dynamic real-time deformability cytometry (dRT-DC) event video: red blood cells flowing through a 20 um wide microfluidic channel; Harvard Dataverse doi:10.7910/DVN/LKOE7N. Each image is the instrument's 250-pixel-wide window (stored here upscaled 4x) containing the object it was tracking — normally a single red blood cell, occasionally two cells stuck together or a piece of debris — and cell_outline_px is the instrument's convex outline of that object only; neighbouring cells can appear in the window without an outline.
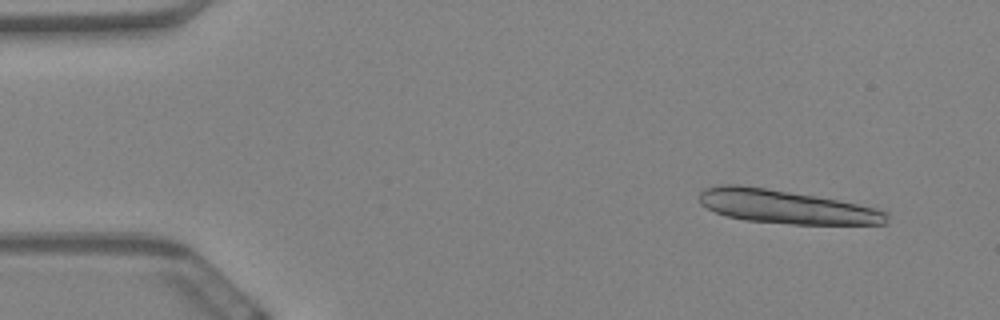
{"species": "Egyptian fruit bat (a non-hibernating species)", "species_latin": "Rousettus aegyptiacus", "temperature_condition": "warm", "stored_images_in_passage": 17, "camera_frame_rate_fps": 3000, "um_per_image_px": 0.085, "animal": {"sex": "female"}, "frame": {"image": 1, "passage_image": 5, "time_ms": 1.333, "image_size_px": [1000, 320], "cell_outline_px": [[888, 224], [792, 224], [744, 220], [724, 216], [700, 204], [700, 192], [704, 188], [720, 184], [740, 184], [836, 200], [876, 208], [888, 212]], "centroid_in_image_um": [66.78, 17.58], "position_along_channel_um": 18.2, "area_um2": 36.36}}